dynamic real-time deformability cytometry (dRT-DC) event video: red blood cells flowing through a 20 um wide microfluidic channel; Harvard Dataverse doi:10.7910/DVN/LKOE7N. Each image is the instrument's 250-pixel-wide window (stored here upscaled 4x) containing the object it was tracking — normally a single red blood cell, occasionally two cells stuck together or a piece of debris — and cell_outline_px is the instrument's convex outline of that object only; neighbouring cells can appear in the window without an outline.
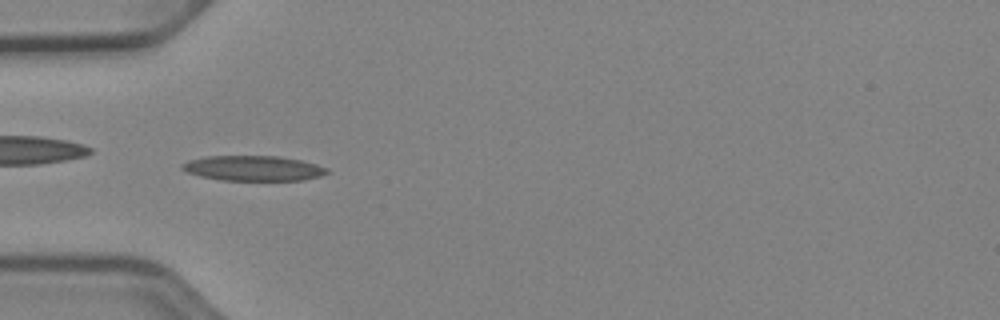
{"species": "Egyptian fruit bat (a non-hibernating species)", "species_latin": "Rousettus aegyptiacus", "temperature_condition": "cold", "stored_images_in_passage": 37, "camera_frame_rate_fps": 3000, "um_per_image_px": 0.085, "animal": {"sex": "female"}, "frame": {"image": 1, "passage_image": 2, "time_ms": 0.333, "image_size_px": [1000, 320], "cell_outline_px": [[328, 172], [320, 176], [304, 180], [220, 180], [200, 176], [188, 172], [180, 168], [180, 164], [188, 160], [208, 156], [280, 156], [300, 160], [316, 164], [328, 168]], "centroid_in_image_um": [21.51, 14.3], "position_along_channel_um": 63.5, "area_um2": 21.21}}
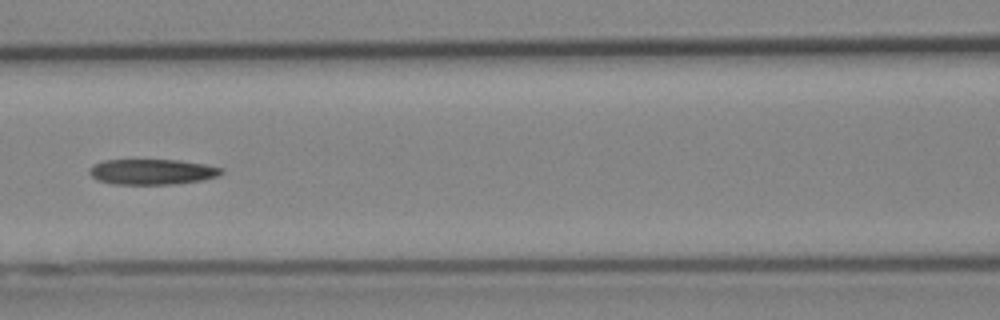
{"frame": {"image": 2, "passage_image": 9, "time_ms": 2.667, "image_size_px": [1000, 320], "cell_outline_px": [[224, 172], [216, 176], [204, 180], [176, 184], [112, 184], [96, 180], [88, 172], [88, 168], [92, 164], [104, 160], [180, 160], [204, 164], [224, 168]], "centroid_in_image_um": [12.91, 14.6], "position_along_channel_um": 153.7, "area_um2": 19.83}}
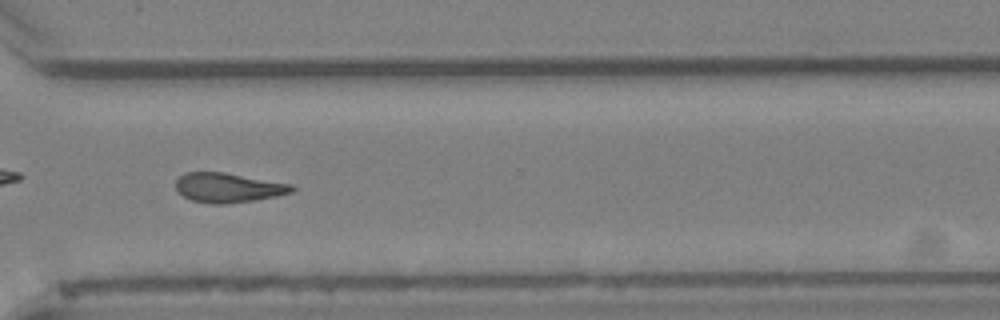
{"frame": {"image": 3, "passage_image": 24, "time_ms": 7.667, "image_size_px": [1000, 320], "cell_outline_px": [[296, 188], [292, 192], [276, 196], [252, 200], [224, 204], [212, 204], [192, 200], [184, 196], [176, 188], [176, 180], [184, 172], [224, 172], [292, 184]], "centroid_in_image_um": [19.4, 15.94], "position_along_channel_um": 351.2, "area_um2": 19.83}}